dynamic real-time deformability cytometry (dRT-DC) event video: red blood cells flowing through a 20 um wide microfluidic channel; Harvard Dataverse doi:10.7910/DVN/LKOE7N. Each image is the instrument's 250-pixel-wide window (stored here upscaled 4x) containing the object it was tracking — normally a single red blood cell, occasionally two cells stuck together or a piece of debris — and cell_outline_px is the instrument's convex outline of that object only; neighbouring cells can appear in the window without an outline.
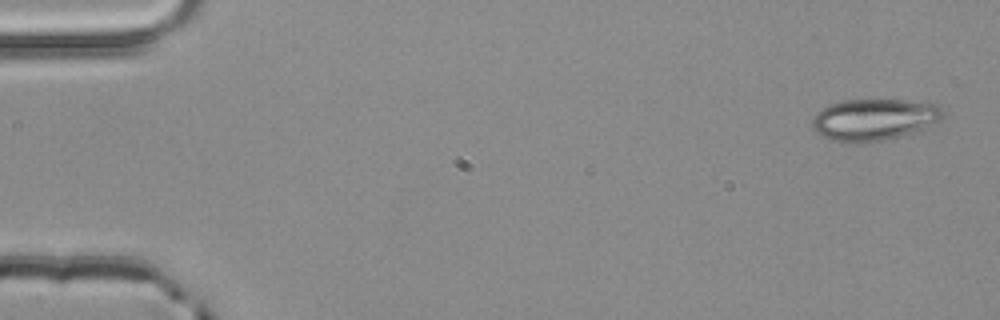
{"species": "common noctule bat (a hibernating species)", "species_latin": "Nyctalus noctula", "temperature_condition": "room temperature", "stored_images_in_passage": 4, "camera_frame_rate_fps": 3000, "um_per_image_px": 0.085, "animal": {"sex": "male", "body_mass_g": 20.4}, "frame": {"image": 1, "passage_image": 1, "time_ms": 0.0, "image_size_px": [1000, 320], "cell_outline_px": [[944, 116], [940, 120], [924, 128], [884, 140], [832, 140], [820, 136], [812, 128], [812, 116], [816, 112], [840, 100], [904, 100], [940, 104], [944, 112]], "centroid_in_image_um": [74.3, 10.12], "position_along_channel_um": 10.7, "area_um2": 31.1}}